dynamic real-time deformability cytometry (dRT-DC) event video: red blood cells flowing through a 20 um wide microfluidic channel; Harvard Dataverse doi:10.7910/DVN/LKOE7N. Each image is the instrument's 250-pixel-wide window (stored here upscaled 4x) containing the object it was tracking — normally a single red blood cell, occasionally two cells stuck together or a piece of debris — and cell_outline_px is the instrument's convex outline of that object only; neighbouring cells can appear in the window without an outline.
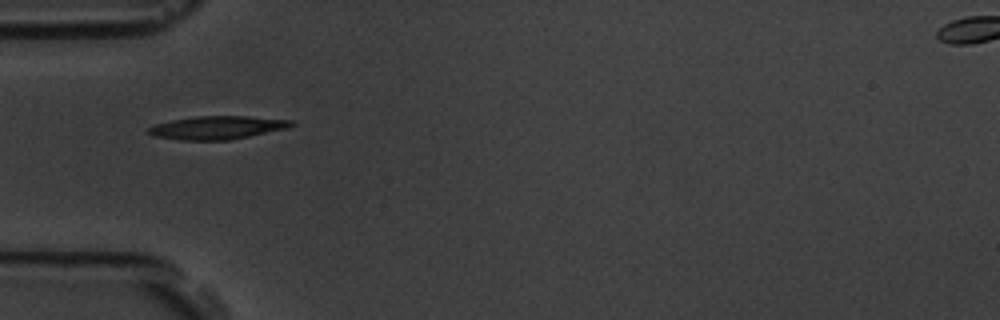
{"species": "common noctule bat (a hibernating species)", "species_latin": "Nyctalus noctula", "temperature_condition": "room temperature", "stored_images_in_passage": 36, "camera_frame_rate_fps": 3000, "um_per_image_px": 0.085, "animal": {"sex": "male", "body_mass_g": 19.5, "forearm_length_mm": 54.6}, "frame": {"image": 1, "passage_image": 1, "time_ms": 0.0, "image_size_px": [1000, 320], "cell_outline_px": [[296, 124], [288, 128], [232, 140], [180, 140], [152, 136], [148, 132], [148, 128], [152, 124], [172, 120], [196, 116], [248, 116], [292, 120]], "centroid_in_image_um": [18.46, 10.85], "position_along_channel_um": 66.5, "area_um2": 19.54}}
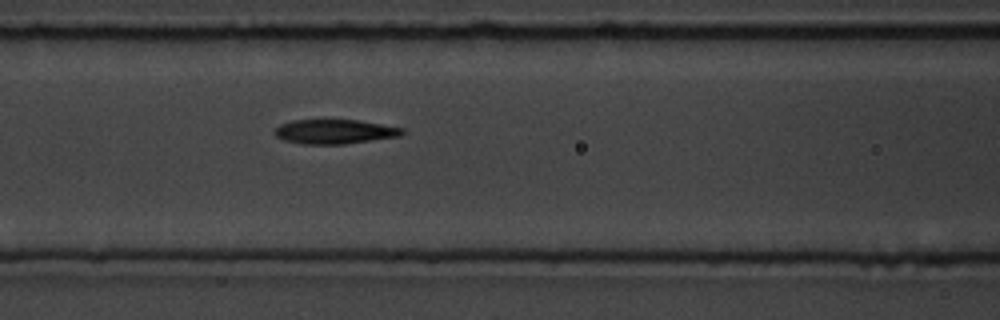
{"frame": {"image": 2, "passage_image": 7, "time_ms": 2.0, "image_size_px": [1000, 320], "cell_outline_px": [[404, 132], [400, 136], [344, 144], [304, 144], [284, 140], [276, 136], [276, 128], [280, 124], [292, 120], [360, 120], [404, 128]], "centroid_in_image_um": [28.47, 11.18], "position_along_channel_um": 138.1, "area_um2": 18.03}}
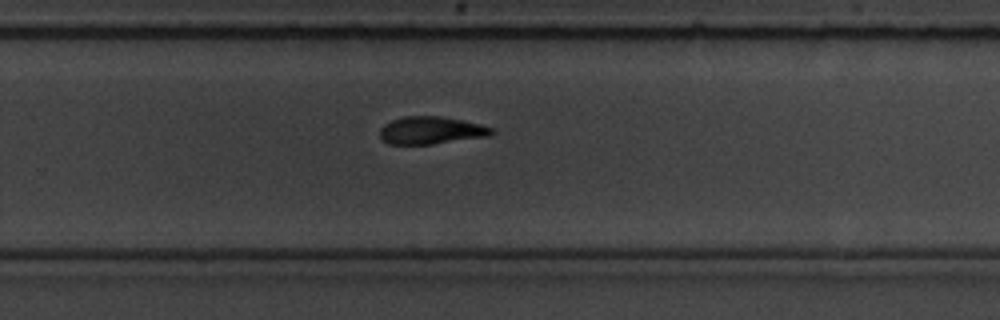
{"frame": {"image": 3, "passage_image": 20, "time_ms": 6.333, "image_size_px": [1000, 320], "cell_outline_px": [[496, 132], [492, 136], [432, 144], [388, 144], [380, 136], [380, 128], [384, 124], [392, 120], [404, 116], [440, 116], [464, 120], [480, 124], [492, 128]], "centroid_in_image_um": [36.68, 11.08], "position_along_channel_um": 293.1, "area_um2": 18.09}, "authors_computed_cell_mechanics": {"area_um2": 18.0914, "velocity_mm_per_s": 3.5972, "shape_relaxation_time_tau1_ms": 3.7343, "shape_relaxation_time_tau2_ms": 4.6353, "deformation_change_tau1": 0.124, "deformation_change_tau2": 0.1128}}